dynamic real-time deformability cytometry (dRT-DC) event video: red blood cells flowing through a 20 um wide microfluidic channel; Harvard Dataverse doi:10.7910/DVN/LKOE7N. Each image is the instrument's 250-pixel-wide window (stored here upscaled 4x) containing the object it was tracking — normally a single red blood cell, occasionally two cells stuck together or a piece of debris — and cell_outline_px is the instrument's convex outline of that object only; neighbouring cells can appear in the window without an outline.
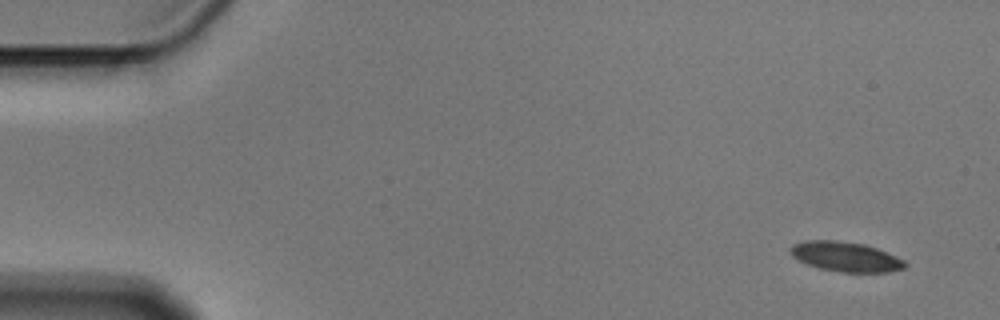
{"species": "Egyptian fruit bat (a non-hibernating species)", "species_latin": "Rousettus aegyptiacus", "temperature_condition": "cold", "stored_images_in_passage": 8, "camera_frame_rate_fps": 3000, "um_per_image_px": 0.085, "animal": {"sex": "male"}, "frame": {"image": 1, "passage_image": 1, "time_ms": 0.0, "image_size_px": [1000, 320], "cell_outline_px": [[908, 264], [904, 268], [888, 272], [840, 272], [820, 268], [808, 264], [792, 256], [788, 248], [792, 244], [804, 240], [836, 240], [864, 244], [876, 248], [896, 256], [904, 260]], "centroid_in_image_um": [71.86, 21.81], "position_along_channel_um": 13.1, "area_um2": 19.88}}
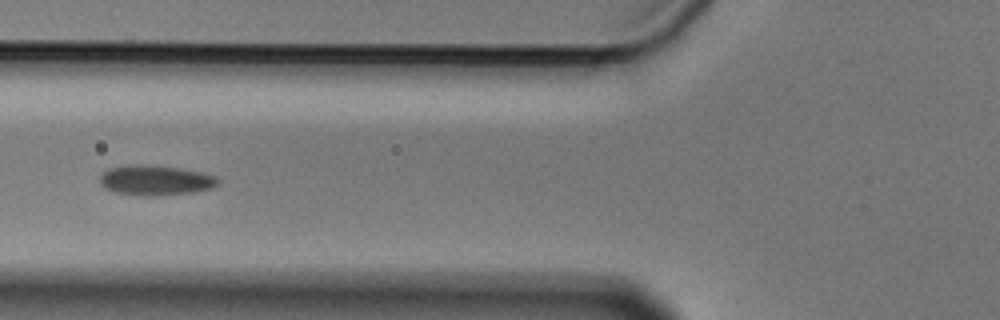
{"frame": {"image": 2, "passage_image": 6, "time_ms": 1.667, "image_size_px": [1000, 320], "cell_outline_px": [[220, 184], [212, 188], [192, 192], [156, 196], [136, 196], [112, 192], [104, 188], [100, 184], [100, 176], [108, 168], [128, 164], [148, 164], [180, 168], [204, 172], [216, 176], [220, 180]], "centroid_in_image_um": [13.21, 15.32], "position_along_channel_um": 112.6, "area_um2": 21.27}}
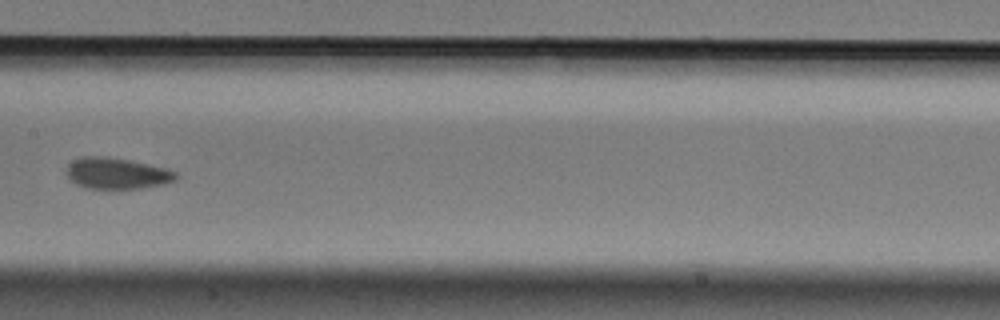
{"frame": {"image": 3, "passage_image": 8, "time_ms": 2.333, "image_size_px": [1000, 320], "cell_outline_px": [[180, 176], [176, 180], [164, 184], [140, 188], [88, 188], [76, 184], [68, 180], [64, 172], [68, 164], [72, 160], [84, 156], [108, 156], [168, 168], [176, 172]], "centroid_in_image_um": [9.91, 14.72], "position_along_channel_um": 197.5, "area_um2": 20.17}}